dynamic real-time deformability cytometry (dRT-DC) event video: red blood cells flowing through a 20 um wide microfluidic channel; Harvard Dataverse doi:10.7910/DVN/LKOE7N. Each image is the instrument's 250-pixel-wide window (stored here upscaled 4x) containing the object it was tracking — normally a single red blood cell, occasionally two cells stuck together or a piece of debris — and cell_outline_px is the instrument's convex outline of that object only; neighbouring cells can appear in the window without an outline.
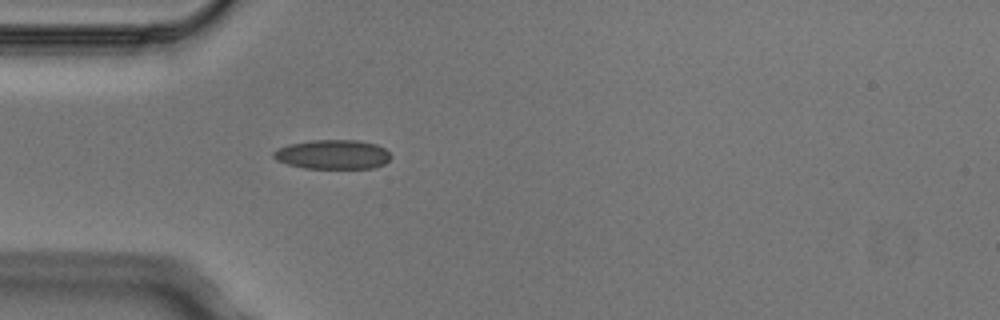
{"species": "Egyptian fruit bat (a non-hibernating species)", "species_latin": "Rousettus aegyptiacus", "temperature_condition": "cold", "stored_images_in_passage": 2, "camera_frame_rate_fps": 3000, "um_per_image_px": 0.085, "animal": {"sex": "male"}, "frame": {"image": 1, "passage_image": 2, "time_ms": 0.333, "image_size_px": [1000, 320], "cell_outline_px": [[392, 156], [384, 164], [372, 168], [304, 168], [288, 164], [276, 160], [272, 156], [272, 152], [276, 148], [288, 144], [312, 140], [356, 140], [376, 144], [384, 148]], "centroid_in_image_um": [28.25, 13.12], "position_along_channel_um": 56.8, "area_um2": 20.11}}